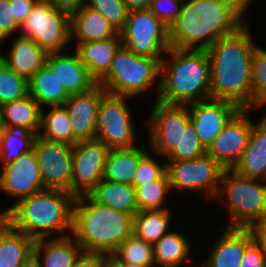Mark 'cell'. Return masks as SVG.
<instances>
[{"label": "cell", "instance_id": "1", "mask_svg": "<svg viewBox=\"0 0 266 267\" xmlns=\"http://www.w3.org/2000/svg\"><path fill=\"white\" fill-rule=\"evenodd\" d=\"M249 3L251 0H183L179 16L169 26L171 47L207 51L218 39L237 33L248 23L243 16Z\"/></svg>", "mask_w": 266, "mask_h": 267}, {"label": "cell", "instance_id": "2", "mask_svg": "<svg viewBox=\"0 0 266 267\" xmlns=\"http://www.w3.org/2000/svg\"><path fill=\"white\" fill-rule=\"evenodd\" d=\"M247 23L237 33L218 39L207 50L210 59V98L252 109L251 61L255 49Z\"/></svg>", "mask_w": 266, "mask_h": 267}, {"label": "cell", "instance_id": "3", "mask_svg": "<svg viewBox=\"0 0 266 267\" xmlns=\"http://www.w3.org/2000/svg\"><path fill=\"white\" fill-rule=\"evenodd\" d=\"M71 232L83 252L111 256L133 234V216L99 205L87 194L75 196Z\"/></svg>", "mask_w": 266, "mask_h": 267}, {"label": "cell", "instance_id": "4", "mask_svg": "<svg viewBox=\"0 0 266 267\" xmlns=\"http://www.w3.org/2000/svg\"><path fill=\"white\" fill-rule=\"evenodd\" d=\"M169 59L161 60L156 100L170 105H189L210 99V59L207 51L170 47Z\"/></svg>", "mask_w": 266, "mask_h": 267}, {"label": "cell", "instance_id": "5", "mask_svg": "<svg viewBox=\"0 0 266 267\" xmlns=\"http://www.w3.org/2000/svg\"><path fill=\"white\" fill-rule=\"evenodd\" d=\"M75 196L59 189H44L17 202L2 218L34 241L72 231ZM67 229V230H66Z\"/></svg>", "mask_w": 266, "mask_h": 267}, {"label": "cell", "instance_id": "6", "mask_svg": "<svg viewBox=\"0 0 266 267\" xmlns=\"http://www.w3.org/2000/svg\"><path fill=\"white\" fill-rule=\"evenodd\" d=\"M256 180L233 169L222 172V185H219L214 198L222 202L223 194L227 195L230 218L226 227L251 228L266 217V183L263 185Z\"/></svg>", "mask_w": 266, "mask_h": 267}, {"label": "cell", "instance_id": "7", "mask_svg": "<svg viewBox=\"0 0 266 267\" xmlns=\"http://www.w3.org/2000/svg\"><path fill=\"white\" fill-rule=\"evenodd\" d=\"M161 60L137 55L121 46L115 53L108 74L98 83L109 94L134 97L160 80Z\"/></svg>", "mask_w": 266, "mask_h": 267}, {"label": "cell", "instance_id": "8", "mask_svg": "<svg viewBox=\"0 0 266 267\" xmlns=\"http://www.w3.org/2000/svg\"><path fill=\"white\" fill-rule=\"evenodd\" d=\"M20 29L21 36L33 39L48 53L61 52L71 40L70 13L39 0Z\"/></svg>", "mask_w": 266, "mask_h": 267}, {"label": "cell", "instance_id": "9", "mask_svg": "<svg viewBox=\"0 0 266 267\" xmlns=\"http://www.w3.org/2000/svg\"><path fill=\"white\" fill-rule=\"evenodd\" d=\"M119 34L122 46L137 55L163 59L171 47L169 27L149 9L130 11Z\"/></svg>", "mask_w": 266, "mask_h": 267}, {"label": "cell", "instance_id": "10", "mask_svg": "<svg viewBox=\"0 0 266 267\" xmlns=\"http://www.w3.org/2000/svg\"><path fill=\"white\" fill-rule=\"evenodd\" d=\"M127 99L131 97L106 93L99 103L95 138L110 149L135 146L137 139Z\"/></svg>", "mask_w": 266, "mask_h": 267}, {"label": "cell", "instance_id": "11", "mask_svg": "<svg viewBox=\"0 0 266 267\" xmlns=\"http://www.w3.org/2000/svg\"><path fill=\"white\" fill-rule=\"evenodd\" d=\"M166 174L171 189L202 190L206 197L214 198L225 170L207 153L190 160H169Z\"/></svg>", "mask_w": 266, "mask_h": 267}, {"label": "cell", "instance_id": "12", "mask_svg": "<svg viewBox=\"0 0 266 267\" xmlns=\"http://www.w3.org/2000/svg\"><path fill=\"white\" fill-rule=\"evenodd\" d=\"M150 113L147 125L152 152L166 158L179 145L180 133L190 121L188 105H170L155 100Z\"/></svg>", "mask_w": 266, "mask_h": 267}, {"label": "cell", "instance_id": "13", "mask_svg": "<svg viewBox=\"0 0 266 267\" xmlns=\"http://www.w3.org/2000/svg\"><path fill=\"white\" fill-rule=\"evenodd\" d=\"M110 148L98 139L73 145L71 193L88 194L102 179Z\"/></svg>", "mask_w": 266, "mask_h": 267}, {"label": "cell", "instance_id": "14", "mask_svg": "<svg viewBox=\"0 0 266 267\" xmlns=\"http://www.w3.org/2000/svg\"><path fill=\"white\" fill-rule=\"evenodd\" d=\"M33 151L39 164L44 188L71 193L73 146L36 136Z\"/></svg>", "mask_w": 266, "mask_h": 267}, {"label": "cell", "instance_id": "15", "mask_svg": "<svg viewBox=\"0 0 266 267\" xmlns=\"http://www.w3.org/2000/svg\"><path fill=\"white\" fill-rule=\"evenodd\" d=\"M249 109H240L206 150L224 169H233L248 145L253 123Z\"/></svg>", "mask_w": 266, "mask_h": 267}, {"label": "cell", "instance_id": "16", "mask_svg": "<svg viewBox=\"0 0 266 267\" xmlns=\"http://www.w3.org/2000/svg\"><path fill=\"white\" fill-rule=\"evenodd\" d=\"M0 189L11 194L12 197H18L10 208L0 213V217H3L21 199L45 189L33 149L3 166L0 174Z\"/></svg>", "mask_w": 266, "mask_h": 267}, {"label": "cell", "instance_id": "17", "mask_svg": "<svg viewBox=\"0 0 266 267\" xmlns=\"http://www.w3.org/2000/svg\"><path fill=\"white\" fill-rule=\"evenodd\" d=\"M190 105V106H189ZM188 105L190 121L205 150L219 136L225 125L240 110L229 101L207 99Z\"/></svg>", "mask_w": 266, "mask_h": 267}, {"label": "cell", "instance_id": "18", "mask_svg": "<svg viewBox=\"0 0 266 267\" xmlns=\"http://www.w3.org/2000/svg\"><path fill=\"white\" fill-rule=\"evenodd\" d=\"M106 93L103 87L96 84L87 92L70 95L65 102L73 137L77 141L95 139L98 106Z\"/></svg>", "mask_w": 266, "mask_h": 267}, {"label": "cell", "instance_id": "19", "mask_svg": "<svg viewBox=\"0 0 266 267\" xmlns=\"http://www.w3.org/2000/svg\"><path fill=\"white\" fill-rule=\"evenodd\" d=\"M62 52L49 53L46 65L69 95L89 91L97 83L91 78L87 67L76 52L72 55H64Z\"/></svg>", "mask_w": 266, "mask_h": 267}, {"label": "cell", "instance_id": "20", "mask_svg": "<svg viewBox=\"0 0 266 267\" xmlns=\"http://www.w3.org/2000/svg\"><path fill=\"white\" fill-rule=\"evenodd\" d=\"M253 239L251 228L225 227L202 267H240L244 250Z\"/></svg>", "mask_w": 266, "mask_h": 267}, {"label": "cell", "instance_id": "21", "mask_svg": "<svg viewBox=\"0 0 266 267\" xmlns=\"http://www.w3.org/2000/svg\"><path fill=\"white\" fill-rule=\"evenodd\" d=\"M121 46V37L118 33L108 39L78 43L75 50L91 78L98 84L108 74L115 53Z\"/></svg>", "mask_w": 266, "mask_h": 267}, {"label": "cell", "instance_id": "22", "mask_svg": "<svg viewBox=\"0 0 266 267\" xmlns=\"http://www.w3.org/2000/svg\"><path fill=\"white\" fill-rule=\"evenodd\" d=\"M233 170L245 177L266 180V114L253 123L248 145Z\"/></svg>", "mask_w": 266, "mask_h": 267}, {"label": "cell", "instance_id": "23", "mask_svg": "<svg viewBox=\"0 0 266 267\" xmlns=\"http://www.w3.org/2000/svg\"><path fill=\"white\" fill-rule=\"evenodd\" d=\"M82 252L81 246L66 232L58 239L48 242L42 238L33 244V259L39 267H72Z\"/></svg>", "mask_w": 266, "mask_h": 267}, {"label": "cell", "instance_id": "24", "mask_svg": "<svg viewBox=\"0 0 266 267\" xmlns=\"http://www.w3.org/2000/svg\"><path fill=\"white\" fill-rule=\"evenodd\" d=\"M48 54L33 39L19 35L13 41L8 56L1 55V60L28 81L46 64Z\"/></svg>", "mask_w": 266, "mask_h": 267}, {"label": "cell", "instance_id": "25", "mask_svg": "<svg viewBox=\"0 0 266 267\" xmlns=\"http://www.w3.org/2000/svg\"><path fill=\"white\" fill-rule=\"evenodd\" d=\"M71 40L84 43L115 37L119 32L98 11L84 5L70 13Z\"/></svg>", "mask_w": 266, "mask_h": 267}, {"label": "cell", "instance_id": "26", "mask_svg": "<svg viewBox=\"0 0 266 267\" xmlns=\"http://www.w3.org/2000/svg\"><path fill=\"white\" fill-rule=\"evenodd\" d=\"M34 240L0 217V267H23L33 258Z\"/></svg>", "mask_w": 266, "mask_h": 267}, {"label": "cell", "instance_id": "27", "mask_svg": "<svg viewBox=\"0 0 266 267\" xmlns=\"http://www.w3.org/2000/svg\"><path fill=\"white\" fill-rule=\"evenodd\" d=\"M95 203L131 214L138 212L135 187L102 179L88 194Z\"/></svg>", "mask_w": 266, "mask_h": 267}, {"label": "cell", "instance_id": "28", "mask_svg": "<svg viewBox=\"0 0 266 267\" xmlns=\"http://www.w3.org/2000/svg\"><path fill=\"white\" fill-rule=\"evenodd\" d=\"M146 153L142 146L110 149L106 159L103 179L132 185L139 160Z\"/></svg>", "mask_w": 266, "mask_h": 267}, {"label": "cell", "instance_id": "29", "mask_svg": "<svg viewBox=\"0 0 266 267\" xmlns=\"http://www.w3.org/2000/svg\"><path fill=\"white\" fill-rule=\"evenodd\" d=\"M28 94L41 108L64 106L70 96L46 64L28 80Z\"/></svg>", "mask_w": 266, "mask_h": 267}, {"label": "cell", "instance_id": "30", "mask_svg": "<svg viewBox=\"0 0 266 267\" xmlns=\"http://www.w3.org/2000/svg\"><path fill=\"white\" fill-rule=\"evenodd\" d=\"M41 106L30 94L25 97L2 104L4 126H21L38 133L41 120Z\"/></svg>", "mask_w": 266, "mask_h": 267}, {"label": "cell", "instance_id": "31", "mask_svg": "<svg viewBox=\"0 0 266 267\" xmlns=\"http://www.w3.org/2000/svg\"><path fill=\"white\" fill-rule=\"evenodd\" d=\"M51 108L47 114L43 109L41 110L40 128L37 136L45 140L63 142L73 146L78 141L73 137L67 109L64 106Z\"/></svg>", "mask_w": 266, "mask_h": 267}, {"label": "cell", "instance_id": "32", "mask_svg": "<svg viewBox=\"0 0 266 267\" xmlns=\"http://www.w3.org/2000/svg\"><path fill=\"white\" fill-rule=\"evenodd\" d=\"M36 136L26 127L4 126L0 132V161L3 166L31 151Z\"/></svg>", "mask_w": 266, "mask_h": 267}, {"label": "cell", "instance_id": "33", "mask_svg": "<svg viewBox=\"0 0 266 267\" xmlns=\"http://www.w3.org/2000/svg\"><path fill=\"white\" fill-rule=\"evenodd\" d=\"M170 213L169 209L138 211L133 216V234L154 245L168 232Z\"/></svg>", "mask_w": 266, "mask_h": 267}, {"label": "cell", "instance_id": "34", "mask_svg": "<svg viewBox=\"0 0 266 267\" xmlns=\"http://www.w3.org/2000/svg\"><path fill=\"white\" fill-rule=\"evenodd\" d=\"M114 265L135 267H152L154 264L153 245L145 242L135 234L127 237L110 256Z\"/></svg>", "mask_w": 266, "mask_h": 267}, {"label": "cell", "instance_id": "35", "mask_svg": "<svg viewBox=\"0 0 266 267\" xmlns=\"http://www.w3.org/2000/svg\"><path fill=\"white\" fill-rule=\"evenodd\" d=\"M185 236L168 232L153 245L154 262L162 267H178L191 252Z\"/></svg>", "mask_w": 266, "mask_h": 267}, {"label": "cell", "instance_id": "36", "mask_svg": "<svg viewBox=\"0 0 266 267\" xmlns=\"http://www.w3.org/2000/svg\"><path fill=\"white\" fill-rule=\"evenodd\" d=\"M171 190L167 174L162 178L137 186L136 201L138 211L163 210L165 194Z\"/></svg>", "mask_w": 266, "mask_h": 267}, {"label": "cell", "instance_id": "37", "mask_svg": "<svg viewBox=\"0 0 266 267\" xmlns=\"http://www.w3.org/2000/svg\"><path fill=\"white\" fill-rule=\"evenodd\" d=\"M28 95V81L0 60V104Z\"/></svg>", "mask_w": 266, "mask_h": 267}, {"label": "cell", "instance_id": "38", "mask_svg": "<svg viewBox=\"0 0 266 267\" xmlns=\"http://www.w3.org/2000/svg\"><path fill=\"white\" fill-rule=\"evenodd\" d=\"M252 108L266 105V50L257 47L251 61Z\"/></svg>", "mask_w": 266, "mask_h": 267}, {"label": "cell", "instance_id": "39", "mask_svg": "<svg viewBox=\"0 0 266 267\" xmlns=\"http://www.w3.org/2000/svg\"><path fill=\"white\" fill-rule=\"evenodd\" d=\"M206 153V150L201 145L195 127L189 121L184 131H181L179 137V145L166 157L168 160H190L198 158Z\"/></svg>", "mask_w": 266, "mask_h": 267}, {"label": "cell", "instance_id": "40", "mask_svg": "<svg viewBox=\"0 0 266 267\" xmlns=\"http://www.w3.org/2000/svg\"><path fill=\"white\" fill-rule=\"evenodd\" d=\"M86 6L100 12L118 32L123 29L129 13L123 0H87Z\"/></svg>", "mask_w": 266, "mask_h": 267}, {"label": "cell", "instance_id": "41", "mask_svg": "<svg viewBox=\"0 0 266 267\" xmlns=\"http://www.w3.org/2000/svg\"><path fill=\"white\" fill-rule=\"evenodd\" d=\"M150 156V154L148 155V153H146L139 160L132 181V185L135 188L153 180L160 179L166 174V163L160 165Z\"/></svg>", "mask_w": 266, "mask_h": 267}, {"label": "cell", "instance_id": "42", "mask_svg": "<svg viewBox=\"0 0 266 267\" xmlns=\"http://www.w3.org/2000/svg\"><path fill=\"white\" fill-rule=\"evenodd\" d=\"M182 2L183 0H150L148 9L169 27L179 16Z\"/></svg>", "mask_w": 266, "mask_h": 267}, {"label": "cell", "instance_id": "43", "mask_svg": "<svg viewBox=\"0 0 266 267\" xmlns=\"http://www.w3.org/2000/svg\"><path fill=\"white\" fill-rule=\"evenodd\" d=\"M19 29L20 26L13 16L10 0H0V44Z\"/></svg>", "mask_w": 266, "mask_h": 267}, {"label": "cell", "instance_id": "44", "mask_svg": "<svg viewBox=\"0 0 266 267\" xmlns=\"http://www.w3.org/2000/svg\"><path fill=\"white\" fill-rule=\"evenodd\" d=\"M240 267H266V253L255 239L246 246Z\"/></svg>", "mask_w": 266, "mask_h": 267}, {"label": "cell", "instance_id": "45", "mask_svg": "<svg viewBox=\"0 0 266 267\" xmlns=\"http://www.w3.org/2000/svg\"><path fill=\"white\" fill-rule=\"evenodd\" d=\"M109 262L108 255L82 252L72 267H106Z\"/></svg>", "mask_w": 266, "mask_h": 267}, {"label": "cell", "instance_id": "46", "mask_svg": "<svg viewBox=\"0 0 266 267\" xmlns=\"http://www.w3.org/2000/svg\"><path fill=\"white\" fill-rule=\"evenodd\" d=\"M38 1L39 0H10V4H12L13 16L19 26L32 12L33 7Z\"/></svg>", "mask_w": 266, "mask_h": 267}, {"label": "cell", "instance_id": "47", "mask_svg": "<svg viewBox=\"0 0 266 267\" xmlns=\"http://www.w3.org/2000/svg\"><path fill=\"white\" fill-rule=\"evenodd\" d=\"M52 6L65 10L69 13L81 9L86 5L85 0H44Z\"/></svg>", "mask_w": 266, "mask_h": 267}, {"label": "cell", "instance_id": "48", "mask_svg": "<svg viewBox=\"0 0 266 267\" xmlns=\"http://www.w3.org/2000/svg\"><path fill=\"white\" fill-rule=\"evenodd\" d=\"M254 239L260 244L266 253V217L251 227Z\"/></svg>", "mask_w": 266, "mask_h": 267}, {"label": "cell", "instance_id": "49", "mask_svg": "<svg viewBox=\"0 0 266 267\" xmlns=\"http://www.w3.org/2000/svg\"><path fill=\"white\" fill-rule=\"evenodd\" d=\"M128 11L144 10L149 8L150 0H123Z\"/></svg>", "mask_w": 266, "mask_h": 267}, {"label": "cell", "instance_id": "50", "mask_svg": "<svg viewBox=\"0 0 266 267\" xmlns=\"http://www.w3.org/2000/svg\"><path fill=\"white\" fill-rule=\"evenodd\" d=\"M23 267H39L37 262L32 258L27 264H25Z\"/></svg>", "mask_w": 266, "mask_h": 267}, {"label": "cell", "instance_id": "51", "mask_svg": "<svg viewBox=\"0 0 266 267\" xmlns=\"http://www.w3.org/2000/svg\"><path fill=\"white\" fill-rule=\"evenodd\" d=\"M4 128L3 120H2V105L0 104V132Z\"/></svg>", "mask_w": 266, "mask_h": 267}, {"label": "cell", "instance_id": "52", "mask_svg": "<svg viewBox=\"0 0 266 267\" xmlns=\"http://www.w3.org/2000/svg\"><path fill=\"white\" fill-rule=\"evenodd\" d=\"M106 267H116L111 261L107 264Z\"/></svg>", "mask_w": 266, "mask_h": 267}, {"label": "cell", "instance_id": "53", "mask_svg": "<svg viewBox=\"0 0 266 267\" xmlns=\"http://www.w3.org/2000/svg\"><path fill=\"white\" fill-rule=\"evenodd\" d=\"M116 267H135V266H129V265H115Z\"/></svg>", "mask_w": 266, "mask_h": 267}]
</instances>
